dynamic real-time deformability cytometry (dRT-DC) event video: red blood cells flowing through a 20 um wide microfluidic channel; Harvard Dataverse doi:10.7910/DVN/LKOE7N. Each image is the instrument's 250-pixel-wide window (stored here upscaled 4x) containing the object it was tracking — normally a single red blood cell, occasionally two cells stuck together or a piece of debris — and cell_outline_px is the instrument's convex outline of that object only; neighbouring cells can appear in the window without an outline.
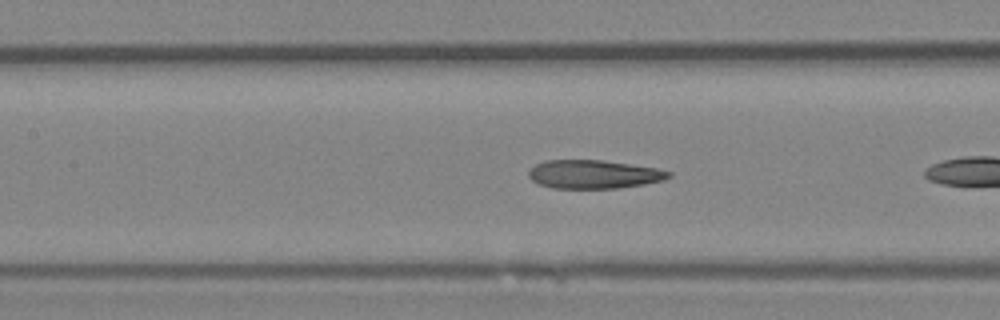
{"species": "Egyptian fruit bat (a non-hibernating species)", "species_latin": "Rousettus aegyptiacus", "temperature_condition": "room temperature", "stored_images_in_passage": 12, "camera_frame_rate_fps": 3000, "um_per_image_px": 0.085, "animal": {"sex": "female"}, "frame": {"image": 1, "passage_image": 7, "time_ms": 2.0, "image_size_px": [1000, 320], "cell_outline_px": [[672, 176], [664, 180], [644, 184], [620, 188], [552, 188], [540, 184], [532, 180], [528, 176], [528, 168], [544, 160], [604, 160], [632, 164], [656, 168], [672, 172]], "centroid_in_image_um": [50.47, 14.81], "position_along_channel_um": 156.9, "area_um2": 23.47}}
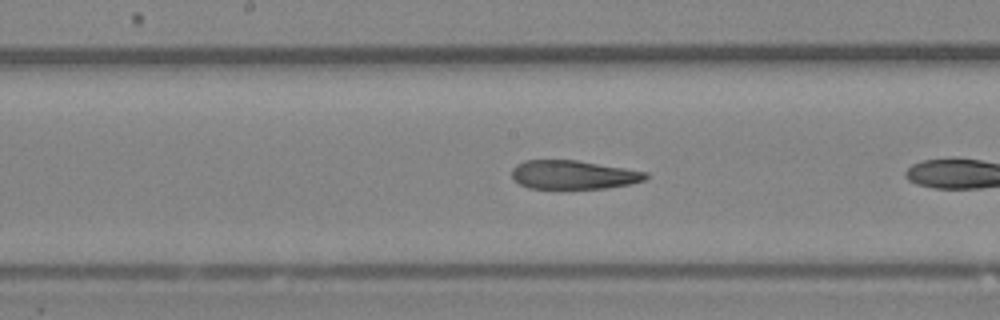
{"frame": {"image": 2, "passage_image": 10, "time_ms": 3.0, "image_size_px": [1000, 320], "cell_outline_px": [[648, 176], [644, 180], [632, 184], [604, 188], [528, 188], [520, 184], [512, 176], [512, 168], [516, 164], [524, 160], [576, 160], [648, 172]], "centroid_in_image_um": [48.73, 14.85], "position_along_channel_um": 199.5, "area_um2": 22.31}}